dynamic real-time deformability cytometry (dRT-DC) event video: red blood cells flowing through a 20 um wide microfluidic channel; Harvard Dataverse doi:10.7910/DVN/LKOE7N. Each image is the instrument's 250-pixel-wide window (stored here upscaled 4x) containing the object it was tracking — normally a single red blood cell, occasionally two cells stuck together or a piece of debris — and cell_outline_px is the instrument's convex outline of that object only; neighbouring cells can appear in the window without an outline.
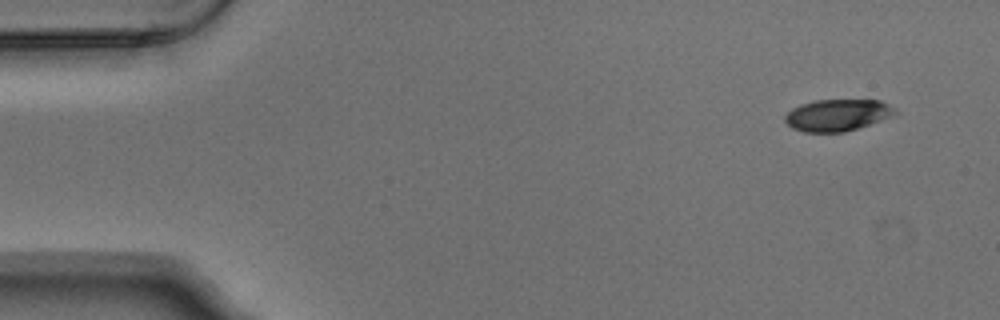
{"species": "Egyptian fruit bat (a non-hibernating species)", "species_latin": "Rousettus aegyptiacus", "temperature_condition": "warm", "stored_images_in_passage": 5, "camera_frame_rate_fps": 3000, "um_per_image_px": 0.085, "animal": {"sex": "male"}, "frame": {"image": 1, "passage_image": 1, "time_ms": 0.0, "image_size_px": [1000, 320], "cell_outline_px": [[900, 112], [896, 116], [844, 132], [804, 132], [792, 128], [784, 120], [784, 116], [792, 108], [800, 104], [816, 100], [880, 100], [896, 108]], "centroid_in_image_um": [71.23, 9.78], "position_along_channel_um": 13.8, "area_um2": 20.63}}
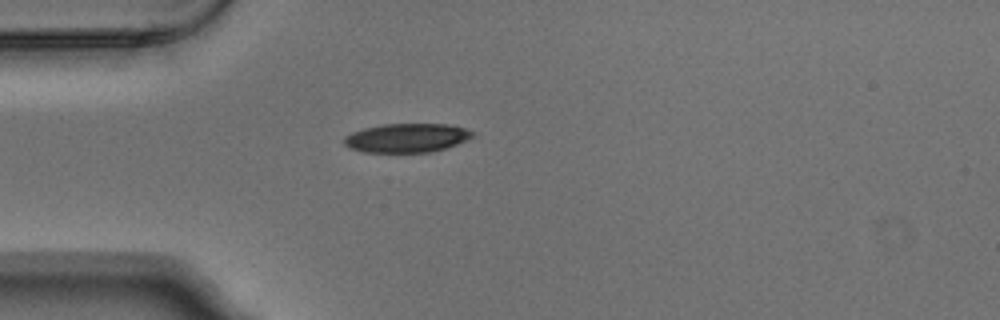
{"frame": {"image": 2, "passage_image": 4, "time_ms": 1.0, "image_size_px": [1000, 320], "cell_outline_px": [[476, 132], [472, 136], [456, 144], [432, 152], [360, 152], [344, 144], [344, 136], [352, 132], [364, 128], [380, 124], [448, 124], [464, 128]], "centroid_in_image_um": [34.54, 11.71], "position_along_channel_um": 50.5, "area_um2": 21.56}}